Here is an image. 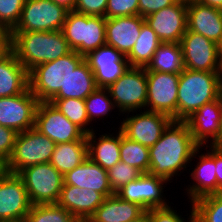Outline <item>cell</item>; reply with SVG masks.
Here are the masks:
<instances>
[{"instance_id":"obj_1","label":"cell","mask_w":222,"mask_h":222,"mask_svg":"<svg viewBox=\"0 0 222 222\" xmlns=\"http://www.w3.org/2000/svg\"><path fill=\"white\" fill-rule=\"evenodd\" d=\"M200 148L203 149L194 141L184 121H172L160 139L149 147V173L171 181L200 154Z\"/></svg>"},{"instance_id":"obj_2","label":"cell","mask_w":222,"mask_h":222,"mask_svg":"<svg viewBox=\"0 0 222 222\" xmlns=\"http://www.w3.org/2000/svg\"><path fill=\"white\" fill-rule=\"evenodd\" d=\"M9 35L12 39V53L28 71L38 64L54 61L72 51L61 30Z\"/></svg>"},{"instance_id":"obj_3","label":"cell","mask_w":222,"mask_h":222,"mask_svg":"<svg viewBox=\"0 0 222 222\" xmlns=\"http://www.w3.org/2000/svg\"><path fill=\"white\" fill-rule=\"evenodd\" d=\"M222 87V72L185 68L178 81V121H184L204 104L216 100Z\"/></svg>"},{"instance_id":"obj_4","label":"cell","mask_w":222,"mask_h":222,"mask_svg":"<svg viewBox=\"0 0 222 222\" xmlns=\"http://www.w3.org/2000/svg\"><path fill=\"white\" fill-rule=\"evenodd\" d=\"M83 59V55L71 51L54 61L32 68L29 71V89L38 102H49L61 88H64L68 76Z\"/></svg>"},{"instance_id":"obj_5","label":"cell","mask_w":222,"mask_h":222,"mask_svg":"<svg viewBox=\"0 0 222 222\" xmlns=\"http://www.w3.org/2000/svg\"><path fill=\"white\" fill-rule=\"evenodd\" d=\"M72 51L86 56L106 44V18L69 11L62 30Z\"/></svg>"},{"instance_id":"obj_6","label":"cell","mask_w":222,"mask_h":222,"mask_svg":"<svg viewBox=\"0 0 222 222\" xmlns=\"http://www.w3.org/2000/svg\"><path fill=\"white\" fill-rule=\"evenodd\" d=\"M17 175L22 179L32 205L57 204L64 177L50 162L25 167Z\"/></svg>"},{"instance_id":"obj_7","label":"cell","mask_w":222,"mask_h":222,"mask_svg":"<svg viewBox=\"0 0 222 222\" xmlns=\"http://www.w3.org/2000/svg\"><path fill=\"white\" fill-rule=\"evenodd\" d=\"M56 143L34 127L17 134L7 171L17 174L25 167L49 163Z\"/></svg>"},{"instance_id":"obj_8","label":"cell","mask_w":222,"mask_h":222,"mask_svg":"<svg viewBox=\"0 0 222 222\" xmlns=\"http://www.w3.org/2000/svg\"><path fill=\"white\" fill-rule=\"evenodd\" d=\"M110 97L119 112L146 110L147 76L146 68L129 67L115 82L107 87ZM141 108V109H140Z\"/></svg>"},{"instance_id":"obj_9","label":"cell","mask_w":222,"mask_h":222,"mask_svg":"<svg viewBox=\"0 0 222 222\" xmlns=\"http://www.w3.org/2000/svg\"><path fill=\"white\" fill-rule=\"evenodd\" d=\"M68 12L52 0H26L20 19L10 33L62 30Z\"/></svg>"},{"instance_id":"obj_10","label":"cell","mask_w":222,"mask_h":222,"mask_svg":"<svg viewBox=\"0 0 222 222\" xmlns=\"http://www.w3.org/2000/svg\"><path fill=\"white\" fill-rule=\"evenodd\" d=\"M146 110L160 112L178 121V81L180 74L148 71ZM150 107V108H149Z\"/></svg>"},{"instance_id":"obj_11","label":"cell","mask_w":222,"mask_h":222,"mask_svg":"<svg viewBox=\"0 0 222 222\" xmlns=\"http://www.w3.org/2000/svg\"><path fill=\"white\" fill-rule=\"evenodd\" d=\"M34 128L56 144L87 141L86 133L68 120L51 102H38Z\"/></svg>"},{"instance_id":"obj_12","label":"cell","mask_w":222,"mask_h":222,"mask_svg":"<svg viewBox=\"0 0 222 222\" xmlns=\"http://www.w3.org/2000/svg\"><path fill=\"white\" fill-rule=\"evenodd\" d=\"M127 112L126 119L124 117L121 126L118 128L123 135L130 140L139 142L140 144L151 147L162 136L164 130L173 121L167 114L141 110L140 114L129 116Z\"/></svg>"},{"instance_id":"obj_13","label":"cell","mask_w":222,"mask_h":222,"mask_svg":"<svg viewBox=\"0 0 222 222\" xmlns=\"http://www.w3.org/2000/svg\"><path fill=\"white\" fill-rule=\"evenodd\" d=\"M180 45L185 68L194 71L222 72L218 44L215 42L187 29Z\"/></svg>"},{"instance_id":"obj_14","label":"cell","mask_w":222,"mask_h":222,"mask_svg":"<svg viewBox=\"0 0 222 222\" xmlns=\"http://www.w3.org/2000/svg\"><path fill=\"white\" fill-rule=\"evenodd\" d=\"M32 204L22 179L7 172L0 177V222L24 221Z\"/></svg>"},{"instance_id":"obj_15","label":"cell","mask_w":222,"mask_h":222,"mask_svg":"<svg viewBox=\"0 0 222 222\" xmlns=\"http://www.w3.org/2000/svg\"><path fill=\"white\" fill-rule=\"evenodd\" d=\"M37 105L29 88L19 95L0 98V125L17 133L33 128Z\"/></svg>"},{"instance_id":"obj_16","label":"cell","mask_w":222,"mask_h":222,"mask_svg":"<svg viewBox=\"0 0 222 222\" xmlns=\"http://www.w3.org/2000/svg\"><path fill=\"white\" fill-rule=\"evenodd\" d=\"M165 178L143 173L138 179L130 181L115 194L121 199L139 204L146 211L152 208L169 206L163 197ZM164 187V188H163Z\"/></svg>"},{"instance_id":"obj_17","label":"cell","mask_w":222,"mask_h":222,"mask_svg":"<svg viewBox=\"0 0 222 222\" xmlns=\"http://www.w3.org/2000/svg\"><path fill=\"white\" fill-rule=\"evenodd\" d=\"M145 21L161 42L180 43L187 30V1L178 0L175 4L150 14Z\"/></svg>"},{"instance_id":"obj_18","label":"cell","mask_w":222,"mask_h":222,"mask_svg":"<svg viewBox=\"0 0 222 222\" xmlns=\"http://www.w3.org/2000/svg\"><path fill=\"white\" fill-rule=\"evenodd\" d=\"M84 59L93 71L97 87L107 88L130 67L126 56L107 44L89 52Z\"/></svg>"},{"instance_id":"obj_19","label":"cell","mask_w":222,"mask_h":222,"mask_svg":"<svg viewBox=\"0 0 222 222\" xmlns=\"http://www.w3.org/2000/svg\"><path fill=\"white\" fill-rule=\"evenodd\" d=\"M184 122L199 146L205 147L208 141H210L209 145H213L219 138L222 128L218 98L194 111Z\"/></svg>"},{"instance_id":"obj_20","label":"cell","mask_w":222,"mask_h":222,"mask_svg":"<svg viewBox=\"0 0 222 222\" xmlns=\"http://www.w3.org/2000/svg\"><path fill=\"white\" fill-rule=\"evenodd\" d=\"M187 29L219 44L222 40V10L187 1Z\"/></svg>"},{"instance_id":"obj_21","label":"cell","mask_w":222,"mask_h":222,"mask_svg":"<svg viewBox=\"0 0 222 222\" xmlns=\"http://www.w3.org/2000/svg\"><path fill=\"white\" fill-rule=\"evenodd\" d=\"M145 18L139 15L106 19V44L127 56L141 33Z\"/></svg>"},{"instance_id":"obj_22","label":"cell","mask_w":222,"mask_h":222,"mask_svg":"<svg viewBox=\"0 0 222 222\" xmlns=\"http://www.w3.org/2000/svg\"><path fill=\"white\" fill-rule=\"evenodd\" d=\"M105 197L92 189H80L63 183L57 204L69 211L78 221H88Z\"/></svg>"},{"instance_id":"obj_23","label":"cell","mask_w":222,"mask_h":222,"mask_svg":"<svg viewBox=\"0 0 222 222\" xmlns=\"http://www.w3.org/2000/svg\"><path fill=\"white\" fill-rule=\"evenodd\" d=\"M63 177L64 184L77 186L80 189H92L105 198L115 194L109 183L108 171L89 157Z\"/></svg>"},{"instance_id":"obj_24","label":"cell","mask_w":222,"mask_h":222,"mask_svg":"<svg viewBox=\"0 0 222 222\" xmlns=\"http://www.w3.org/2000/svg\"><path fill=\"white\" fill-rule=\"evenodd\" d=\"M208 147L210 151L198 155L199 162L190 174L193 180V184L187 187L190 202L205 195L219 194L215 171V147L206 145V149Z\"/></svg>"},{"instance_id":"obj_25","label":"cell","mask_w":222,"mask_h":222,"mask_svg":"<svg viewBox=\"0 0 222 222\" xmlns=\"http://www.w3.org/2000/svg\"><path fill=\"white\" fill-rule=\"evenodd\" d=\"M88 144V157L100 165L103 169L109 170L120 161V145H121V130L118 134L113 133L102 134L96 138L95 132L92 131L86 134ZM98 140V141H96Z\"/></svg>"},{"instance_id":"obj_26","label":"cell","mask_w":222,"mask_h":222,"mask_svg":"<svg viewBox=\"0 0 222 222\" xmlns=\"http://www.w3.org/2000/svg\"><path fill=\"white\" fill-rule=\"evenodd\" d=\"M145 211L139 204L123 200L113 194L104 199L88 222H130Z\"/></svg>"},{"instance_id":"obj_27","label":"cell","mask_w":222,"mask_h":222,"mask_svg":"<svg viewBox=\"0 0 222 222\" xmlns=\"http://www.w3.org/2000/svg\"><path fill=\"white\" fill-rule=\"evenodd\" d=\"M29 88V71L12 53L0 64V98L19 95Z\"/></svg>"},{"instance_id":"obj_28","label":"cell","mask_w":222,"mask_h":222,"mask_svg":"<svg viewBox=\"0 0 222 222\" xmlns=\"http://www.w3.org/2000/svg\"><path fill=\"white\" fill-rule=\"evenodd\" d=\"M97 87L93 71L83 59L66 80L64 88L52 99L76 98L86 99Z\"/></svg>"},{"instance_id":"obj_29","label":"cell","mask_w":222,"mask_h":222,"mask_svg":"<svg viewBox=\"0 0 222 222\" xmlns=\"http://www.w3.org/2000/svg\"><path fill=\"white\" fill-rule=\"evenodd\" d=\"M87 158V141H71L56 144L50 163L64 176Z\"/></svg>"},{"instance_id":"obj_30","label":"cell","mask_w":222,"mask_h":222,"mask_svg":"<svg viewBox=\"0 0 222 222\" xmlns=\"http://www.w3.org/2000/svg\"><path fill=\"white\" fill-rule=\"evenodd\" d=\"M146 69L148 71L180 74L185 69L180 43L162 42L154 52Z\"/></svg>"},{"instance_id":"obj_31","label":"cell","mask_w":222,"mask_h":222,"mask_svg":"<svg viewBox=\"0 0 222 222\" xmlns=\"http://www.w3.org/2000/svg\"><path fill=\"white\" fill-rule=\"evenodd\" d=\"M161 43L157 34L145 21L141 26L139 38L126 56L129 66L146 68Z\"/></svg>"},{"instance_id":"obj_32","label":"cell","mask_w":222,"mask_h":222,"mask_svg":"<svg viewBox=\"0 0 222 222\" xmlns=\"http://www.w3.org/2000/svg\"><path fill=\"white\" fill-rule=\"evenodd\" d=\"M120 161L133 166L142 173H149V147L128 139L121 132Z\"/></svg>"},{"instance_id":"obj_33","label":"cell","mask_w":222,"mask_h":222,"mask_svg":"<svg viewBox=\"0 0 222 222\" xmlns=\"http://www.w3.org/2000/svg\"><path fill=\"white\" fill-rule=\"evenodd\" d=\"M51 102L68 120L76 124L86 134L94 131L92 128H88L89 122L85 100L76 98L65 99H51Z\"/></svg>"},{"instance_id":"obj_34","label":"cell","mask_w":222,"mask_h":222,"mask_svg":"<svg viewBox=\"0 0 222 222\" xmlns=\"http://www.w3.org/2000/svg\"><path fill=\"white\" fill-rule=\"evenodd\" d=\"M195 222H222V196L209 194L191 202Z\"/></svg>"},{"instance_id":"obj_35","label":"cell","mask_w":222,"mask_h":222,"mask_svg":"<svg viewBox=\"0 0 222 222\" xmlns=\"http://www.w3.org/2000/svg\"><path fill=\"white\" fill-rule=\"evenodd\" d=\"M78 220L58 204L32 205L25 222H77Z\"/></svg>"},{"instance_id":"obj_36","label":"cell","mask_w":222,"mask_h":222,"mask_svg":"<svg viewBox=\"0 0 222 222\" xmlns=\"http://www.w3.org/2000/svg\"><path fill=\"white\" fill-rule=\"evenodd\" d=\"M85 107L89 122H92L96 117L103 119V116H108L109 112L116 108L108 89L103 87L96 88L85 99Z\"/></svg>"},{"instance_id":"obj_37","label":"cell","mask_w":222,"mask_h":222,"mask_svg":"<svg viewBox=\"0 0 222 222\" xmlns=\"http://www.w3.org/2000/svg\"><path fill=\"white\" fill-rule=\"evenodd\" d=\"M26 0H0V32L10 33L17 25Z\"/></svg>"},{"instance_id":"obj_38","label":"cell","mask_w":222,"mask_h":222,"mask_svg":"<svg viewBox=\"0 0 222 222\" xmlns=\"http://www.w3.org/2000/svg\"><path fill=\"white\" fill-rule=\"evenodd\" d=\"M142 174L140 170L123 161H119L108 170L109 183L114 193L130 181L138 179Z\"/></svg>"},{"instance_id":"obj_39","label":"cell","mask_w":222,"mask_h":222,"mask_svg":"<svg viewBox=\"0 0 222 222\" xmlns=\"http://www.w3.org/2000/svg\"><path fill=\"white\" fill-rule=\"evenodd\" d=\"M139 0H108L105 18L138 15Z\"/></svg>"},{"instance_id":"obj_40","label":"cell","mask_w":222,"mask_h":222,"mask_svg":"<svg viewBox=\"0 0 222 222\" xmlns=\"http://www.w3.org/2000/svg\"><path fill=\"white\" fill-rule=\"evenodd\" d=\"M151 222H186V220L171 208V205L166 207L152 208L148 210ZM188 222H195L193 206Z\"/></svg>"},{"instance_id":"obj_41","label":"cell","mask_w":222,"mask_h":222,"mask_svg":"<svg viewBox=\"0 0 222 222\" xmlns=\"http://www.w3.org/2000/svg\"><path fill=\"white\" fill-rule=\"evenodd\" d=\"M108 0H76L73 11L89 16L105 17Z\"/></svg>"},{"instance_id":"obj_42","label":"cell","mask_w":222,"mask_h":222,"mask_svg":"<svg viewBox=\"0 0 222 222\" xmlns=\"http://www.w3.org/2000/svg\"><path fill=\"white\" fill-rule=\"evenodd\" d=\"M17 134L15 130L0 125V157L6 162L12 155Z\"/></svg>"},{"instance_id":"obj_43","label":"cell","mask_w":222,"mask_h":222,"mask_svg":"<svg viewBox=\"0 0 222 222\" xmlns=\"http://www.w3.org/2000/svg\"><path fill=\"white\" fill-rule=\"evenodd\" d=\"M178 0H139L138 15L146 18L150 14L175 4Z\"/></svg>"},{"instance_id":"obj_44","label":"cell","mask_w":222,"mask_h":222,"mask_svg":"<svg viewBox=\"0 0 222 222\" xmlns=\"http://www.w3.org/2000/svg\"><path fill=\"white\" fill-rule=\"evenodd\" d=\"M12 54V39L9 33L0 32V64Z\"/></svg>"},{"instance_id":"obj_45","label":"cell","mask_w":222,"mask_h":222,"mask_svg":"<svg viewBox=\"0 0 222 222\" xmlns=\"http://www.w3.org/2000/svg\"><path fill=\"white\" fill-rule=\"evenodd\" d=\"M215 171L217 186L219 187V194L222 192V150L215 147Z\"/></svg>"},{"instance_id":"obj_46","label":"cell","mask_w":222,"mask_h":222,"mask_svg":"<svg viewBox=\"0 0 222 222\" xmlns=\"http://www.w3.org/2000/svg\"><path fill=\"white\" fill-rule=\"evenodd\" d=\"M52 1L56 2L58 5L63 6L69 11H73L76 3V0H52Z\"/></svg>"},{"instance_id":"obj_47","label":"cell","mask_w":222,"mask_h":222,"mask_svg":"<svg viewBox=\"0 0 222 222\" xmlns=\"http://www.w3.org/2000/svg\"><path fill=\"white\" fill-rule=\"evenodd\" d=\"M202 4L209 5L210 7L218 8L222 10V0H192Z\"/></svg>"},{"instance_id":"obj_48","label":"cell","mask_w":222,"mask_h":222,"mask_svg":"<svg viewBox=\"0 0 222 222\" xmlns=\"http://www.w3.org/2000/svg\"><path fill=\"white\" fill-rule=\"evenodd\" d=\"M130 222H151L150 215L148 211H145L141 216L137 217L134 220H131Z\"/></svg>"},{"instance_id":"obj_49","label":"cell","mask_w":222,"mask_h":222,"mask_svg":"<svg viewBox=\"0 0 222 222\" xmlns=\"http://www.w3.org/2000/svg\"><path fill=\"white\" fill-rule=\"evenodd\" d=\"M7 172V162L2 157H0V177L5 175Z\"/></svg>"},{"instance_id":"obj_50","label":"cell","mask_w":222,"mask_h":222,"mask_svg":"<svg viewBox=\"0 0 222 222\" xmlns=\"http://www.w3.org/2000/svg\"><path fill=\"white\" fill-rule=\"evenodd\" d=\"M222 127V125H221ZM214 147H216L217 149L222 150V128H221V134L219 136V138L217 139V141L213 144Z\"/></svg>"},{"instance_id":"obj_51","label":"cell","mask_w":222,"mask_h":222,"mask_svg":"<svg viewBox=\"0 0 222 222\" xmlns=\"http://www.w3.org/2000/svg\"><path fill=\"white\" fill-rule=\"evenodd\" d=\"M218 101H219V104H220L221 125H222V87H221V90H220V93H219Z\"/></svg>"},{"instance_id":"obj_52","label":"cell","mask_w":222,"mask_h":222,"mask_svg":"<svg viewBox=\"0 0 222 222\" xmlns=\"http://www.w3.org/2000/svg\"><path fill=\"white\" fill-rule=\"evenodd\" d=\"M218 50H219V61H220V64L222 66V40L221 42L218 44Z\"/></svg>"}]
</instances>
